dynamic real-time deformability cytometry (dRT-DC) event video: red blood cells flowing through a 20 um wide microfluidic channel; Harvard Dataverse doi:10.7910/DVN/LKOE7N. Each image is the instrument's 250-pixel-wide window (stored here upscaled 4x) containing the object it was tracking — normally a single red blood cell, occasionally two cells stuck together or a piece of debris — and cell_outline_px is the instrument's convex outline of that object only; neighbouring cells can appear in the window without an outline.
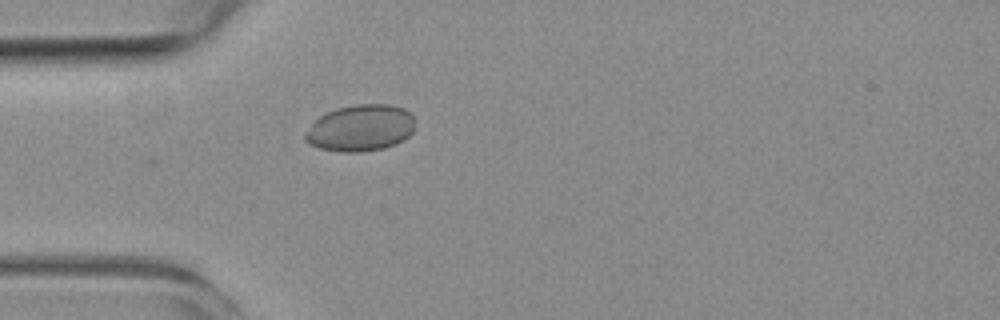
{"species": "common noctule bat (a hibernating species)", "species_latin": "Nyctalus noctula", "temperature_condition": "room temperature", "stored_images_in_passage": 5, "camera_frame_rate_fps": 3000, "um_per_image_px": 0.085, "animal": {"sex": "female", "body_mass_g": 19.3, "forearm_length_mm": 54.1}, "frame": {"image": 1, "passage_image": 5, "time_ms": 6.333, "image_size_px": [1000, 320], "cell_outline_px": [[412, 132], [408, 136], [396, 144], [384, 148], [360, 152], [340, 152], [320, 148], [308, 144], [304, 140], [304, 136], [312, 124], [324, 112], [336, 108], [356, 104], [392, 104], [404, 108], [412, 112]], "centroid_in_image_um": [30.63, 10.87], "position_along_channel_um": 54.4, "area_um2": 29.88}}